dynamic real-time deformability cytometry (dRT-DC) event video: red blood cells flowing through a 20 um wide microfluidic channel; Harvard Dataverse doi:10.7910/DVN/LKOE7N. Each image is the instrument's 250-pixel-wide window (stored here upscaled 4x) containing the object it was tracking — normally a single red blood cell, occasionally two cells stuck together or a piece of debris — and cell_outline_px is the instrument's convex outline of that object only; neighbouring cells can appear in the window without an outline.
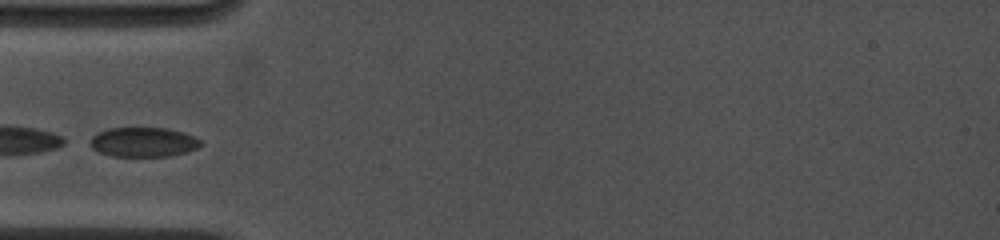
{"species": "common noctule bat (a hibernating species)", "species_latin": "Nyctalus noctula", "temperature_condition": "cold", "stored_images_in_passage": 3, "camera_frame_rate_fps": 4500, "um_per_image_px": 0.085, "animal": {"sex": "female", "body_mass_g": 19.0, "forearm_length_mm": 53.3}, "frame": {"image": 1, "passage_image": 1, "time_ms": 0.0, "image_size_px": [1000, 240], "cell_outline_px": [[204, 144], [200, 148], [172, 156], [112, 156], [100, 152], [92, 148], [92, 136], [108, 128], [168, 128], [184, 132], [200, 140]], "centroid_in_image_um": [12.26, 12.08], "position_along_channel_um": 72.7, "area_um2": 19.02}}